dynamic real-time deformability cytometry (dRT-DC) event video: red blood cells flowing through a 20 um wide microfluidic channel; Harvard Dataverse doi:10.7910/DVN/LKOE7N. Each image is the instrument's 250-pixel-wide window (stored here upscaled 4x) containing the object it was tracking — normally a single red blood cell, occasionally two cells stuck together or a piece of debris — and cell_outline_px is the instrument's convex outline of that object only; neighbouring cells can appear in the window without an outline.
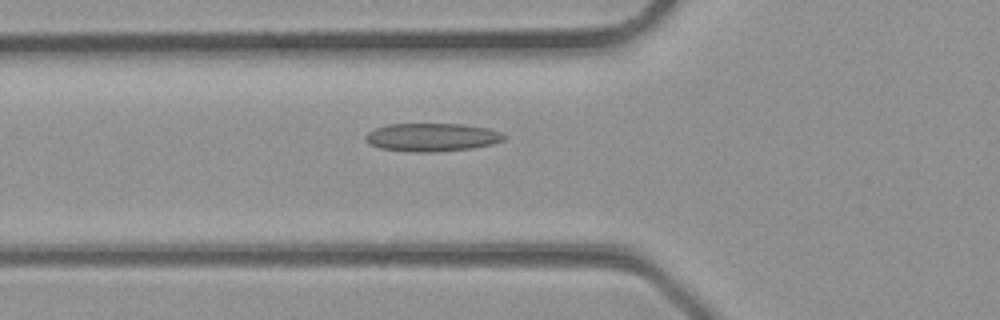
{"species": "common noctule bat (a hibernating species)", "species_latin": "Nyctalus noctula", "temperature_condition": "room temperature", "stored_images_in_passage": 26, "camera_frame_rate_fps": 3000, "um_per_image_px": 0.085, "animal": {"sex": "male", "body_mass_g": 23.1, "forearm_length_mm": 52.7}, "frame": {"image": 1, "passage_image": 3, "time_ms": 0.667, "image_size_px": [1000, 320], "cell_outline_px": [[508, 136], [504, 140], [492, 144], [472, 148], [432, 152], [412, 152], [380, 148], [368, 144], [364, 140], [364, 136], [368, 132], [376, 128], [388, 124], [460, 124], [488, 128], [500, 132]], "centroid_in_image_um": [36.7, 11.67], "position_along_channel_um": 89.1, "area_um2": 22.83}}
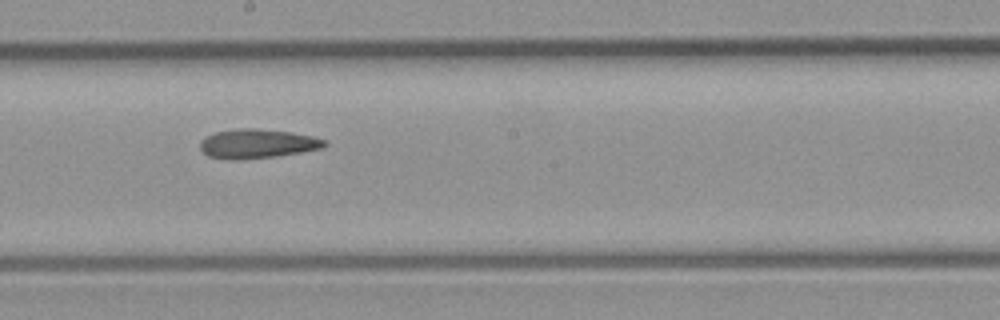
{"frame": {"image": 2, "passage_image": 10, "time_ms": 3.0, "image_size_px": [1000, 320], "cell_outline_px": [[328, 144], [324, 148], [276, 156], [240, 160], [228, 160], [208, 156], [200, 148], [200, 144], [208, 136], [216, 132], [240, 128], [256, 128], [292, 132], [312, 136], [324, 140]], "centroid_in_image_um": [21.9, 12.22], "position_along_channel_um": 226.3, "area_um2": 21.1}}
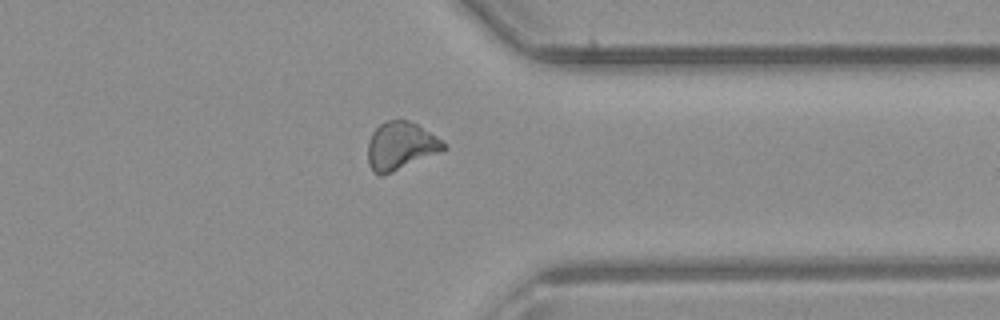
{"frame": {"image": 3, "passage_image": 18, "time_ms": 5.667, "image_size_px": [1000, 320], "cell_outline_px": [[448, 148], [384, 176], [380, 176], [372, 172], [368, 164], [368, 140], [372, 132], [380, 124], [388, 120], [408, 120], [416, 124], [448, 144]], "centroid_in_image_um": [34.02, 12.42], "position_along_channel_um": 377.4, "area_um2": 21.15}}